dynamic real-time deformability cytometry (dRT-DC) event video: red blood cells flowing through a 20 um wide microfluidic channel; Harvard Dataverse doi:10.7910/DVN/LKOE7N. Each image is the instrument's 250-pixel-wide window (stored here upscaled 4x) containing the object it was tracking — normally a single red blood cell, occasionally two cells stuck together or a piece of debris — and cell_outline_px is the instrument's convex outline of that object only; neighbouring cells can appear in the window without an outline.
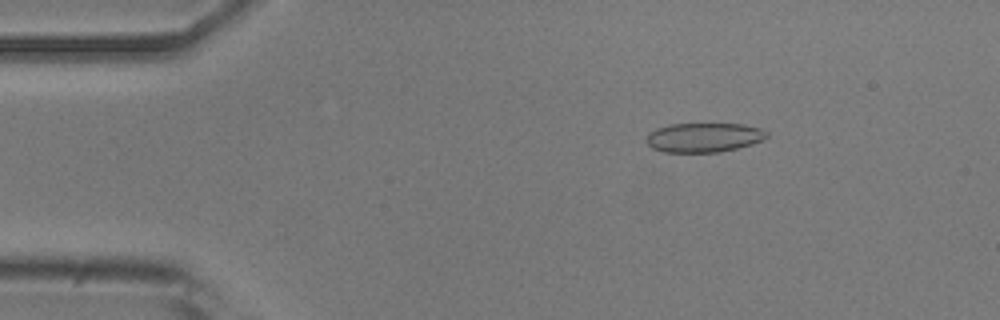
{"species": "common noctule bat (a hibernating species)", "species_latin": "Nyctalus noctula", "temperature_condition": "room temperature", "stored_images_in_passage": 53, "camera_frame_rate_fps": 3000, "um_per_image_px": 0.085, "animal": {"sex": "male", "body_mass_g": 20.5, "forearm_length_mm": 52.5}, "frame": {"image": 1, "passage_image": 8, "time_ms": 2.333, "image_size_px": [1000, 320], "cell_outline_px": [[768, 136], [764, 140], [752, 144], [720, 152], [664, 152], [652, 148], [644, 140], [648, 132], [656, 128], [668, 124], [744, 124], [760, 128], [768, 132]], "centroid_in_image_um": [59.8, 11.68], "position_along_channel_um": 25.2, "area_um2": 20.81}}
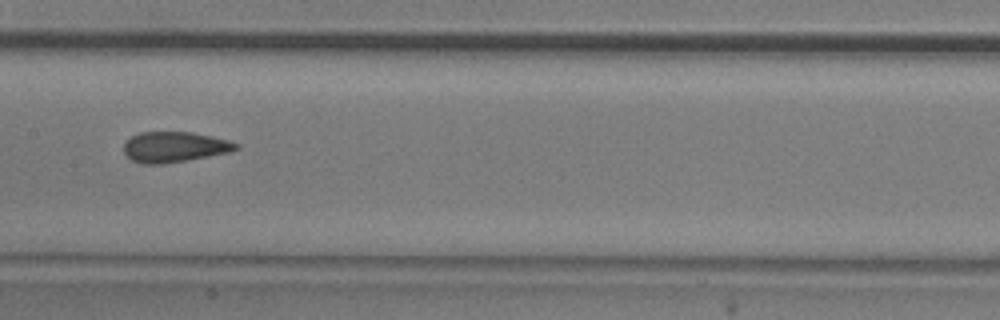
{"frame": {"image": 2, "passage_image": 26, "time_ms": 8.333, "image_size_px": [1000, 320], "cell_outline_px": [[240, 148], [232, 152], [188, 160], [164, 164], [144, 164], [132, 160], [124, 152], [124, 144], [132, 136], [140, 132], [192, 132], [212, 136], [228, 140], [240, 144]], "centroid_in_image_um": [14.88, 12.49], "position_along_channel_um": 192.5, "area_um2": 20.06}}
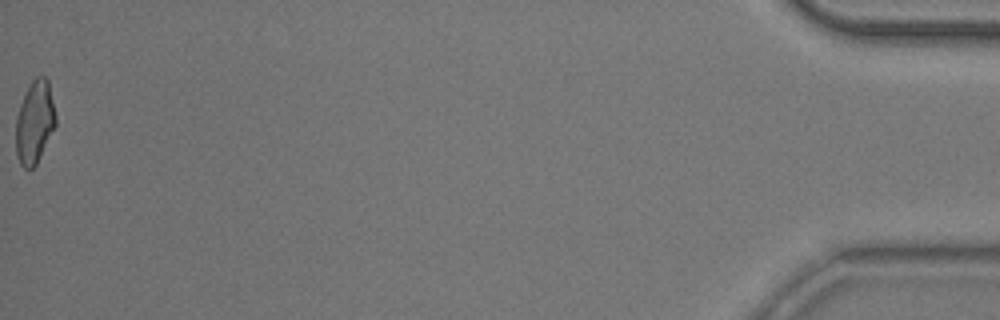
{"frame": {"image": 3, "passage_image": 53, "time_ms": 17.333, "image_size_px": [1000, 320], "cell_outline_px": [[56, 124], [36, 164], [32, 168], [24, 168], [20, 164], [16, 156], [16, 116], [20, 104], [32, 80], [36, 76], [44, 76], [48, 80], [56, 116]], "centroid_in_image_um": [2.94, 10.38], "position_along_channel_um": 432.3, "area_um2": 19.02}, "authors_computed_cell_mechanics": {"area_um2": 20.2878, "velocity_mm_per_s": 3.8067, "shape_relaxation_time_tau1_ms": 5.7026, "shape_relaxation_time_tau2_ms": 1.3133, "deformation_change_tau1": 0.1343, "deformation_change_tau2": 0.0834}}